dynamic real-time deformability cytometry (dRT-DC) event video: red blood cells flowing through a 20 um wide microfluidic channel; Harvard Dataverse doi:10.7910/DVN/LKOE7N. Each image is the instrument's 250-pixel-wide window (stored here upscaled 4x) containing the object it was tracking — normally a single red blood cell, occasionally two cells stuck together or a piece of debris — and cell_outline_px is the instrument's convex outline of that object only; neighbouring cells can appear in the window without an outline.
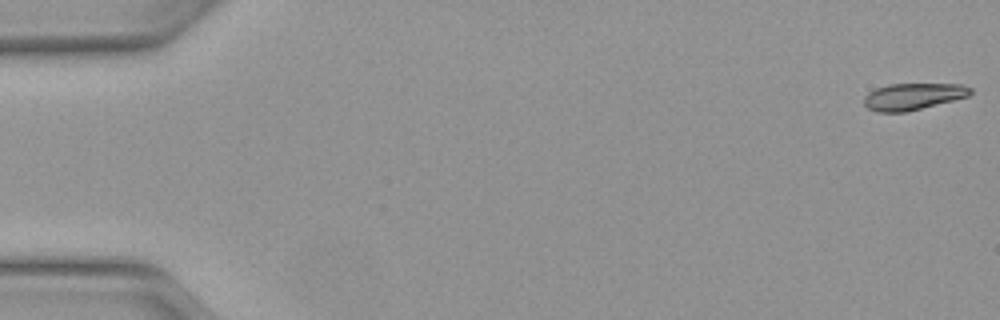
{"species": "Egyptian fruit bat (a non-hibernating species)", "species_latin": "Rousettus aegyptiacus", "temperature_condition": "warm", "stored_images_in_passage": 11, "camera_frame_rate_fps": 3000, "um_per_image_px": 0.085, "animal": {"sex": "female"}, "frame": {"image": 1, "passage_image": 1, "time_ms": 0.0, "image_size_px": [1000, 320], "cell_outline_px": [[972, 92], [968, 96], [904, 112], [876, 112], [868, 108], [864, 104], [864, 96], [868, 92], [876, 88], [888, 84], [960, 84], [972, 88]], "centroid_in_image_um": [77.56, 8.19], "position_along_channel_um": 7.4, "area_um2": 16.36}}